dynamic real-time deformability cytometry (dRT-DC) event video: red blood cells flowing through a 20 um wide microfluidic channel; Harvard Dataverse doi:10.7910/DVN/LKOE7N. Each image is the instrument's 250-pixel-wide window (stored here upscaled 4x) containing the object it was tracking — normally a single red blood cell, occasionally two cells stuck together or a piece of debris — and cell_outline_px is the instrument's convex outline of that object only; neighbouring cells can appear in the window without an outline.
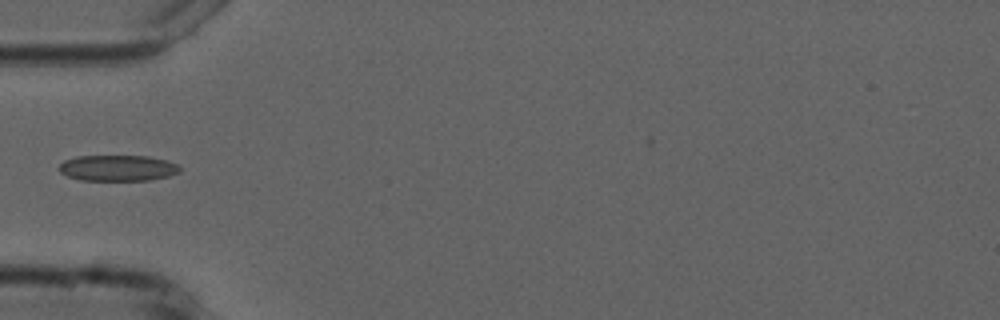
{"species": "common noctule bat (a hibernating species)", "species_latin": "Nyctalus noctula", "temperature_condition": "cold", "stored_images_in_passage": 5, "camera_frame_rate_fps": 3000, "um_per_image_px": 0.085, "animal": {"sex": "male", "forearm_length_mm": 52.5}, "frame": {"image": 1, "passage_image": 4, "time_ms": 3.667, "image_size_px": [1000, 320], "cell_outline_px": [[180, 172], [168, 176], [148, 180], [80, 180], [68, 176], [60, 172], [56, 168], [64, 160], [76, 156], [148, 156], [164, 160], [176, 164], [180, 168]], "centroid_in_image_um": [9.95, 14.28], "position_along_channel_um": 75.0, "area_um2": 18.21}}
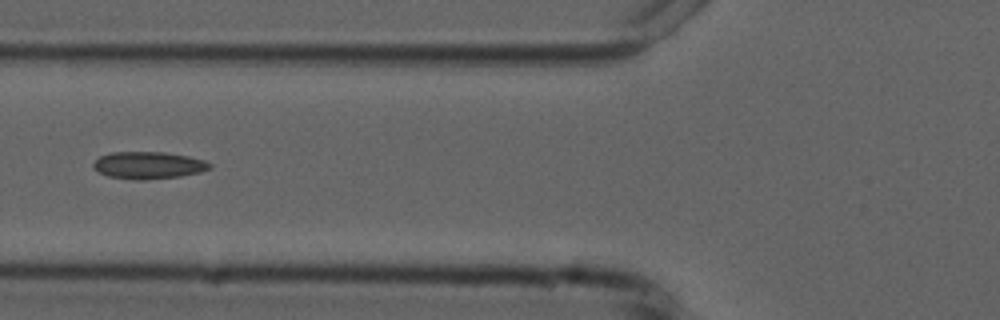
{"frame": {"image": 2, "passage_image": 5, "time_ms": 4.667, "image_size_px": [1000, 320], "cell_outline_px": [[212, 168], [200, 172], [180, 176], [144, 180], [136, 180], [108, 176], [96, 172], [92, 164], [100, 156], [112, 152], [164, 152], [188, 156], [204, 160], [212, 164]], "centroid_in_image_um": [12.61, 14.05], "position_along_channel_um": 113.2, "area_um2": 18.5}}